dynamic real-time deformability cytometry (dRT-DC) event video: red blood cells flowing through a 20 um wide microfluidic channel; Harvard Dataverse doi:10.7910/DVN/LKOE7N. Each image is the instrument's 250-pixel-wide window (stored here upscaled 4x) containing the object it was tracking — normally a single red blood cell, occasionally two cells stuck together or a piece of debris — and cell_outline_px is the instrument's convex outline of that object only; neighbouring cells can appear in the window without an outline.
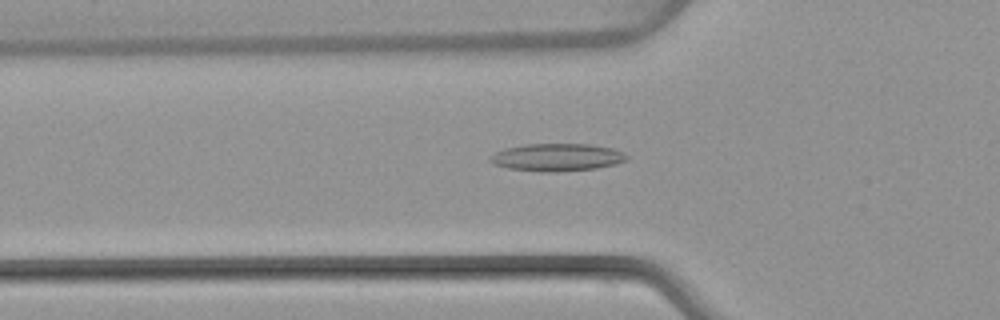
{"species": "common noctule bat (a hibernating species)", "species_latin": "Nyctalus noctula", "temperature_condition": "warm", "stored_images_in_passage": 47, "camera_frame_rate_fps": 3000, "um_per_image_px": 0.085, "animal": {"sex": "female", "body_mass_g": 22.7, "forearm_length_mm": 54.2}, "frame": {"image": 1, "passage_image": 17, "time_ms": 5.333, "image_size_px": [1000, 320], "cell_outline_px": [[628, 160], [616, 164], [596, 168], [552, 172], [540, 172], [508, 168], [496, 164], [488, 160], [496, 152], [504, 148], [524, 144], [588, 144], [612, 148], [624, 152], [628, 156]], "centroid_in_image_um": [47.37, 13.37], "position_along_channel_um": 78.4, "area_um2": 21.91}}
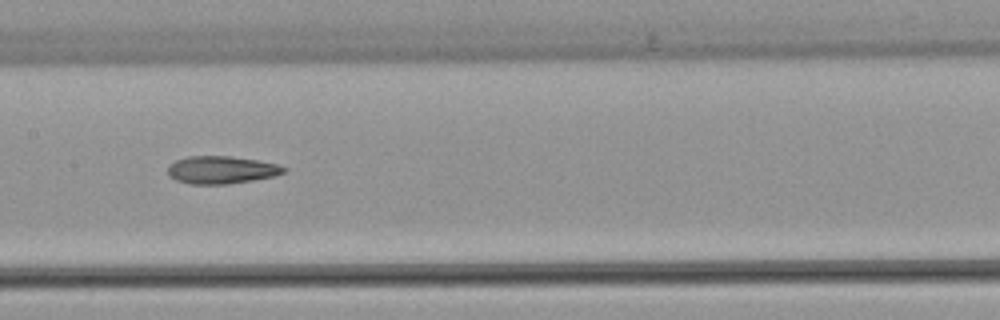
{"frame": {"image": 2, "passage_image": 25, "time_ms": 8.0, "image_size_px": [1000, 320], "cell_outline_px": [[288, 168], [284, 172], [272, 176], [252, 180], [228, 184], [188, 184], [176, 180], [168, 176], [168, 164], [176, 160], [188, 156], [228, 156], [256, 160], [276, 164]], "centroid_in_image_um": [18.76, 14.44], "position_along_channel_um": 188.6, "area_um2": 18.61}}
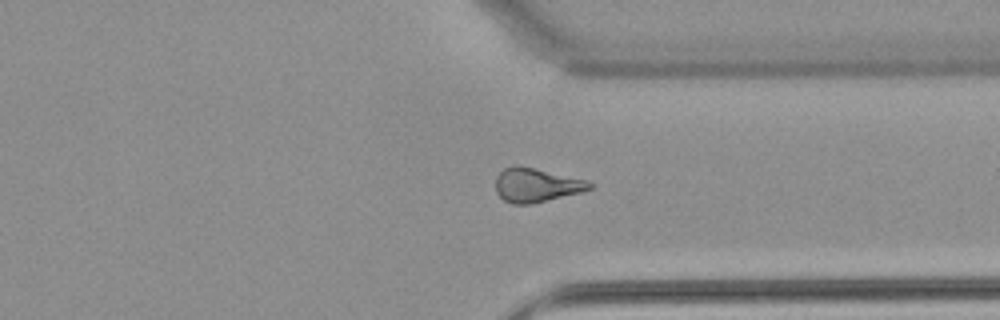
{"frame": {"image": 3, "passage_image": 38, "time_ms": 12.333, "image_size_px": [1000, 320], "cell_outline_px": [[596, 184], [592, 188], [580, 192], [532, 204], [512, 204], [504, 200], [496, 192], [496, 176], [504, 168], [532, 168], [588, 180]], "centroid_in_image_um": [45.62, 15.77], "position_along_channel_um": 365.8, "area_um2": 18.15}, "authors_computed_cell_mechanics": {"area_um2": 19.074, "velocity_mm_per_s": 4.1043, "shape_relaxation_time_tau1_ms": null, "shape_relaxation_time_tau2_ms": 5.4745, "deformation_change_tau1": null, "deformation_change_tau2": 0.1727}}